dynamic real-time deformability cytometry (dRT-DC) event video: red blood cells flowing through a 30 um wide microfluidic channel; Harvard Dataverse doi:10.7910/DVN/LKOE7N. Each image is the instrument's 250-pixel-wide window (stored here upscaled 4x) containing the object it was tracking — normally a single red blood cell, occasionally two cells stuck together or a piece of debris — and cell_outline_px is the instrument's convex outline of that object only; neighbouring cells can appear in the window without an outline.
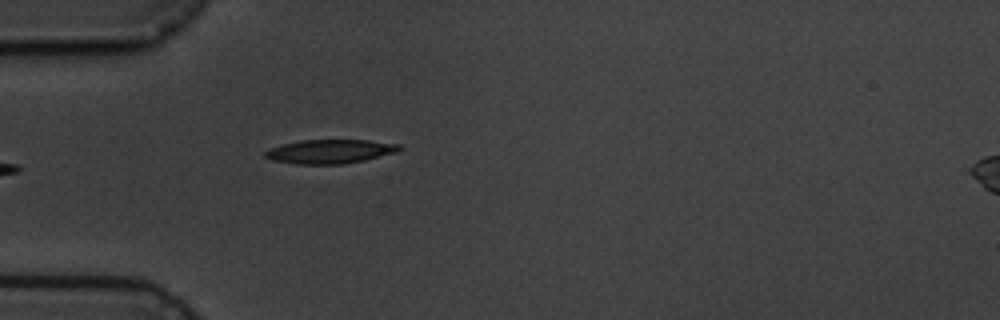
{"species": "common noctule bat (a hibernating species)", "species_latin": "Nyctalus noctula", "temperature_condition": "cold", "stored_images_in_passage": 4, "camera_frame_rate_fps": 3000, "um_per_image_px": 0.085, "animal": {"sex": "male", "body_mass_g": 19.5, "forearm_length_mm": 54.6}, "frame": {"image": 1, "passage_image": 4, "time_ms": 4.333, "image_size_px": [1000, 320], "cell_outline_px": [[404, 148], [396, 152], [364, 160], [344, 164], [296, 164], [272, 160], [264, 156], [264, 152], [272, 148], [284, 144], [300, 140], [368, 140], [400, 144]], "centroid_in_image_um": [28.08, 12.87], "position_along_channel_um": 56.9, "area_um2": 18.67}}